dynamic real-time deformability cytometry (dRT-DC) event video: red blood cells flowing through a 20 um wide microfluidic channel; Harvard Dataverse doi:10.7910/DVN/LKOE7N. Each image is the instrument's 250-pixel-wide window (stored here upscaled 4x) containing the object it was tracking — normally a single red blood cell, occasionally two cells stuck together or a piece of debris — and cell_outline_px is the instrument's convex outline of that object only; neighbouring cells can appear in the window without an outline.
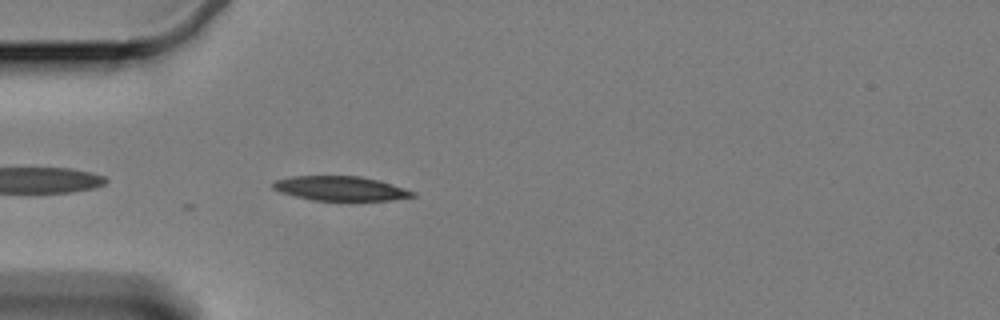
{"species": "Egyptian fruit bat (a non-hibernating species)", "species_latin": "Rousettus aegyptiacus", "temperature_condition": "cold", "stored_images_in_passage": 4, "camera_frame_rate_fps": 3000, "um_per_image_px": 0.085, "animal": {"sex": "female"}, "frame": {"image": 1, "passage_image": 2, "time_ms": 0.333, "image_size_px": [1000, 320], "cell_outline_px": [[416, 196], [392, 200], [348, 204], [312, 200], [280, 192], [272, 188], [272, 184], [276, 180], [292, 176], [360, 176], [376, 180], [404, 188], [416, 192]], "centroid_in_image_um": [28.98, 16.08], "position_along_channel_um": 56.0, "area_um2": 20.81}}